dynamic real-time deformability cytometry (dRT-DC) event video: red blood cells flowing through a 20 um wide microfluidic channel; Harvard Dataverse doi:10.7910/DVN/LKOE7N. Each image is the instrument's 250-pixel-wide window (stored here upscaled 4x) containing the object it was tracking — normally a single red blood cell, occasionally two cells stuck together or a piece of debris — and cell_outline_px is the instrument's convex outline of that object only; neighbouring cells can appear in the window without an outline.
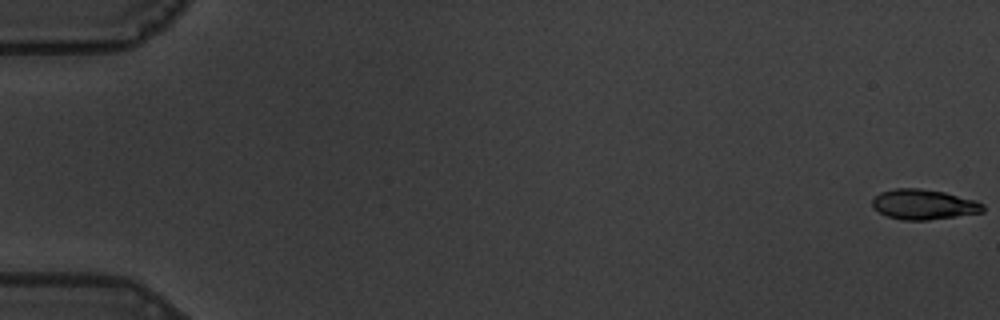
{"species": "common noctule bat (a hibernating species)", "species_latin": "Nyctalus noctula", "temperature_condition": "warm", "stored_images_in_passage": 19, "camera_frame_rate_fps": 3000, "um_per_image_px": 0.085, "animal": {"sex": "male", "body_mass_g": 19.5, "forearm_length_mm": 54.6}, "frame": {"image": 1, "passage_image": 1, "time_ms": 0.0, "image_size_px": [1000, 320], "cell_outline_px": [[984, 212], [928, 220], [904, 220], [888, 216], [872, 208], [872, 200], [880, 192], [896, 188], [920, 188], [944, 192], [976, 200], [984, 204]], "centroid_in_image_um": [78.52, 17.37], "position_along_channel_um": 6.5, "area_um2": 19.42}}
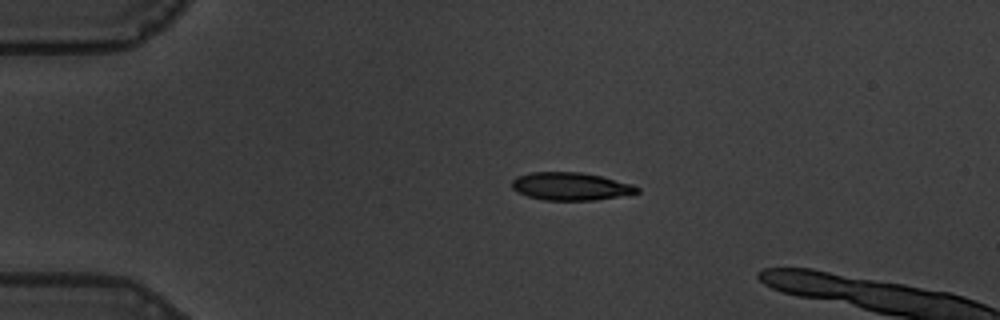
{"frame": {"image": 2, "passage_image": 14, "time_ms": 4.333, "image_size_px": [1000, 320], "cell_outline_px": [[640, 192], [596, 200], [544, 200], [528, 196], [516, 192], [512, 188], [512, 180], [516, 176], [532, 172], [580, 172], [600, 176], [632, 184], [640, 188]], "centroid_in_image_um": [48.47, 15.84], "position_along_channel_um": 36.5, "area_um2": 20.23}}